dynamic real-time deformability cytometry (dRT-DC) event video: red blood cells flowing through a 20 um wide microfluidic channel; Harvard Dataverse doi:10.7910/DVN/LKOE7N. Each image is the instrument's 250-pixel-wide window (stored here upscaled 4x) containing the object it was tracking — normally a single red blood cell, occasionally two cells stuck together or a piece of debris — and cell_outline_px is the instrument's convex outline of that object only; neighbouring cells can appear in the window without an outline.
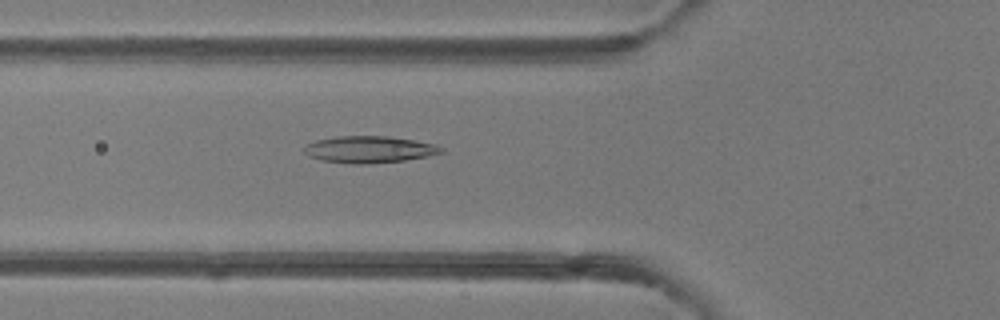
{"species": "common noctule bat (a hibernating species)", "species_latin": "Nyctalus noctula", "temperature_condition": "room temperature", "stored_images_in_passage": 35, "camera_frame_rate_fps": 3000, "um_per_image_px": 0.085, "animal": {"sex": "female"}, "frame": {"image": 1, "passage_image": 4, "time_ms": 1.0, "image_size_px": [1000, 320], "cell_outline_px": [[444, 152], [428, 156], [404, 160], [368, 164], [352, 164], [320, 160], [308, 156], [300, 148], [316, 140], [336, 136], [388, 136], [436, 144], [444, 148]], "centroid_in_image_um": [31.36, 12.7], "position_along_channel_um": 94.4, "area_um2": 21.56}}
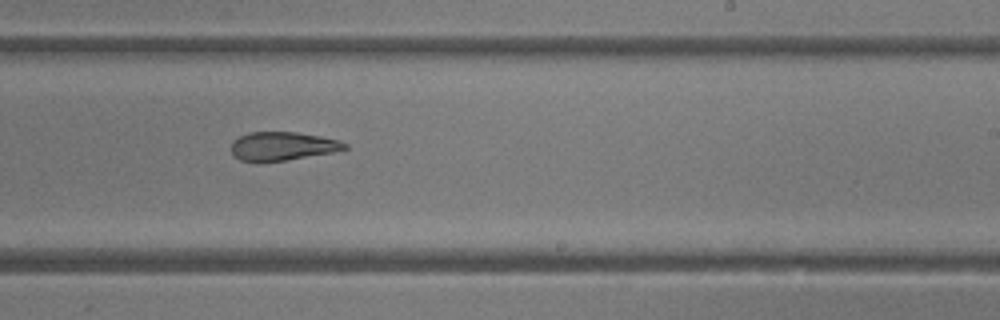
{"frame": {"image": 2, "passage_image": 16, "time_ms": 5.0, "image_size_px": [1000, 320], "cell_outline_px": [[348, 148], [332, 152], [284, 160], [240, 160], [232, 156], [232, 140], [248, 132], [296, 132], [320, 136], [340, 140], [348, 144]], "centroid_in_image_um": [24.02, 12.39], "position_along_channel_um": 265.0, "area_um2": 18.55}}
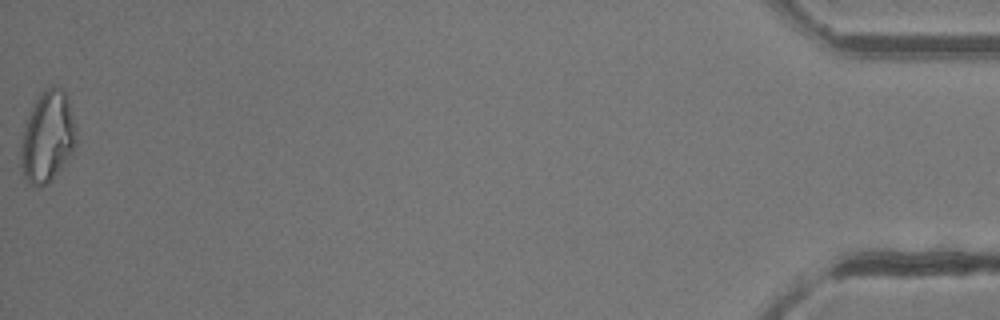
{"frame": {"image": 3, "passage_image": 35, "time_ms": 11.333, "image_size_px": [1000, 320], "cell_outline_px": [[76, 144], [72, 152], [52, 180], [48, 184], [40, 188], [36, 188], [28, 184], [24, 176], [20, 164], [20, 148], [24, 120], [36, 100], [52, 84], [60, 88], [64, 92], [68, 100], [76, 124]], "centroid_in_image_um": [4.01, 11.68], "position_along_channel_um": 431.2, "area_um2": 29.71}, "authors_computed_cell_mechanics": {"area_um2": 21.0392, "velocity_mm_per_s": 4.243, "shape_relaxation_time_tau1_ms": null, "shape_relaxation_time_tau2_ms": 2.4754, "deformation_change_tau1": null, "deformation_change_tau2": 0.116}}